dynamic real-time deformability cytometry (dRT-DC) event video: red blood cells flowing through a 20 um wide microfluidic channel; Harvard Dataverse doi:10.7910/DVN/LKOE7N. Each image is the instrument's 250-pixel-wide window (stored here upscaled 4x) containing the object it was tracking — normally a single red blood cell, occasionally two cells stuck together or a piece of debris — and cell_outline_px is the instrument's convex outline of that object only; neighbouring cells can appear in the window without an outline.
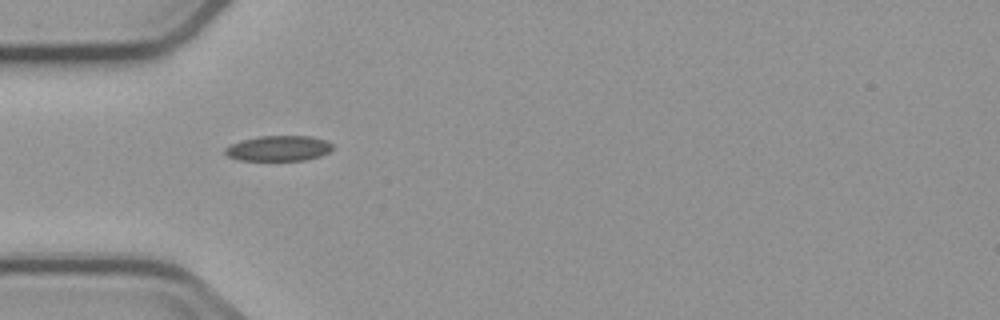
{"species": "common noctule bat (a hibernating species)", "species_latin": "Nyctalus noctula", "temperature_condition": "cold", "stored_images_in_passage": 7, "camera_frame_rate_fps": 3000, "um_per_image_px": 0.085, "animal": {"sex": "male", "body_mass_g": 23.1, "forearm_length_mm": 52.7}, "frame": {"image": 1, "passage_image": 1, "time_ms": 0.0, "image_size_px": [1000, 320], "cell_outline_px": [[332, 148], [328, 152], [320, 156], [304, 160], [240, 160], [228, 156], [224, 152], [224, 148], [240, 140], [260, 136], [312, 136], [324, 140], [332, 144]], "centroid_in_image_um": [23.66, 12.6], "position_along_channel_um": 61.3, "area_um2": 15.78}}
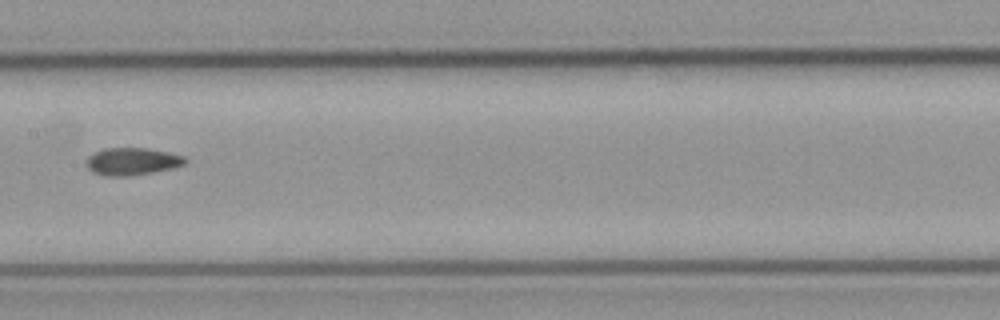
{"frame": {"image": 2, "passage_image": 4, "time_ms": 3.667, "image_size_px": [1000, 320], "cell_outline_px": [[188, 160], [184, 164], [176, 168], [152, 172], [124, 176], [108, 176], [92, 172], [88, 168], [88, 156], [104, 148], [148, 148], [168, 152], [184, 156]], "centroid_in_image_um": [11.28, 13.71], "position_along_channel_um": 196.1, "area_um2": 15.66}}
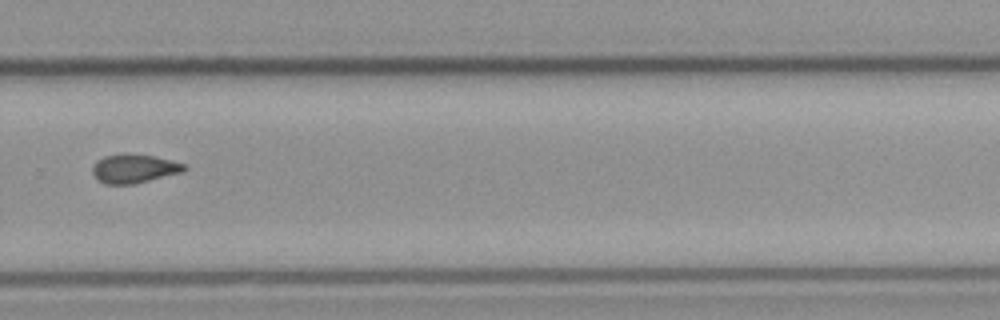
{"frame": {"image": 3, "passage_image": 7, "time_ms": 7.0, "image_size_px": [1000, 320], "cell_outline_px": [[188, 168], [184, 172], [132, 184], [104, 184], [96, 180], [92, 172], [92, 168], [96, 160], [104, 156], [128, 152], [156, 156], [184, 164]], "centroid_in_image_um": [11.37, 14.31], "position_along_channel_um": 318.4, "area_um2": 15.72}}